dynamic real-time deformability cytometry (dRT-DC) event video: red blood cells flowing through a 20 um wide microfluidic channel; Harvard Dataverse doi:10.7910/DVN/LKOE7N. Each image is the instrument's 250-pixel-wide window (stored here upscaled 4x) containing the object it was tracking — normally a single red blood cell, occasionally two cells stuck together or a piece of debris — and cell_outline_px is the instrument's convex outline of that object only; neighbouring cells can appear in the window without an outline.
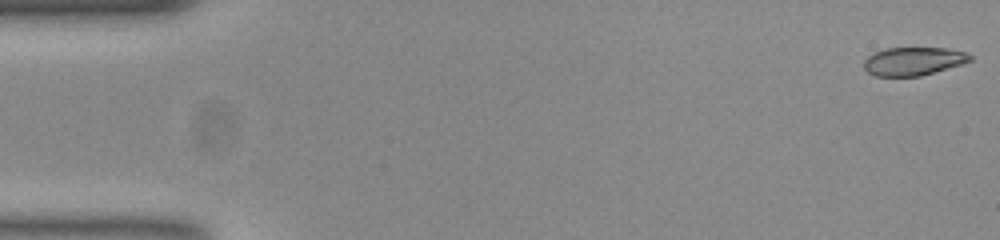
{"species": "common noctule bat (a hibernating species)", "species_latin": "Nyctalus noctula", "temperature_condition": "room temperature", "stored_images_in_passage": 54, "camera_frame_rate_fps": 3000, "um_per_image_px": 0.085, "animal": {"sex": "female", "body_mass_g": 23.0, "forearm_length_mm": 53.4}, "frame": {"image": 1, "passage_image": 1, "time_ms": 0.0, "image_size_px": [1000, 240], "cell_outline_px": [[972, 60], [960, 64], [920, 76], [876, 76], [868, 72], [864, 68], [864, 60], [868, 56], [876, 52], [888, 48], [948, 48], [968, 52], [972, 56]], "centroid_in_image_um": [77.65, 5.2], "position_along_channel_um": 7.4, "area_um2": 17.34}}
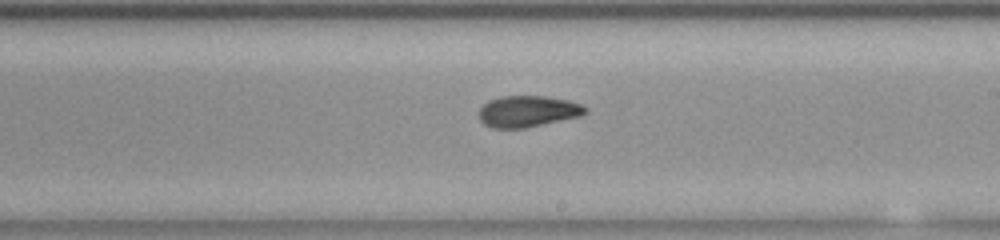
{"frame": {"image": 2, "passage_image": 31, "time_ms": 10.0, "image_size_px": [1000, 240], "cell_outline_px": [[588, 112], [580, 116], [524, 128], [492, 128], [484, 124], [480, 120], [480, 108], [488, 100], [500, 96], [548, 96], [568, 100], [580, 104], [588, 108]], "centroid_in_image_um": [44.87, 9.45], "position_along_channel_um": 244.1, "area_um2": 19.42}}
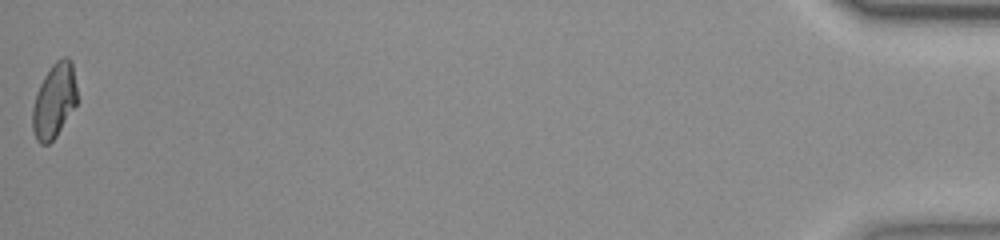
{"frame": {"image": 3, "passage_image": 54, "time_ms": 17.667, "image_size_px": [1000, 240], "cell_outline_px": [[76, 104], [56, 136], [48, 144], [40, 144], [36, 140], [32, 128], [32, 108], [36, 92], [44, 76], [52, 64], [56, 60], [64, 56], [68, 56], [72, 60], [76, 88]], "centroid_in_image_um": [4.59, 8.54], "position_along_channel_um": 430.6, "area_um2": 19.36}, "authors_computed_cell_mechanics": {"area_um2": 19.5364, "velocity_mm_per_s": 3.7728, "shape_relaxation_time_tau1_ms": null, "shape_relaxation_time_tau2_ms": 1.8475, "deformation_change_tau1": null, "deformation_change_tau2": 0.068}}